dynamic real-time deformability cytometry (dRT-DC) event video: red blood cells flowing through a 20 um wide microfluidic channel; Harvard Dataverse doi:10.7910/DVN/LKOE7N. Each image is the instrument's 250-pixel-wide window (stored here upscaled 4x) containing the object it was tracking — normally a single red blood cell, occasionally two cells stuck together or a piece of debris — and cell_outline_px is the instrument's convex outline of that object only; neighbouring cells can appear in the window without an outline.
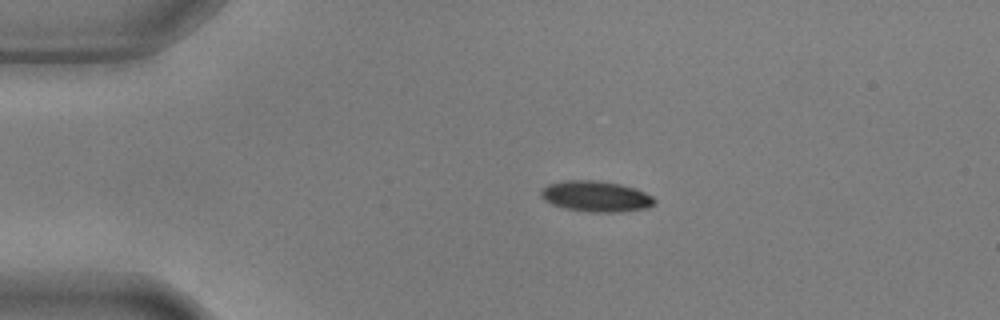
{"species": "common noctule bat (a hibernating species)", "species_latin": "Nyctalus noctula", "temperature_condition": "warm", "stored_images_in_passage": 45, "camera_frame_rate_fps": 3000, "um_per_image_px": 0.085, "animal": {"sex": "male", "body_mass_g": 17.9, "forearm_length_mm": 54.2}, "frame": {"image": 1, "passage_image": 1, "time_ms": 0.0, "image_size_px": [1000, 320], "cell_outline_px": [[656, 204], [648, 208], [620, 212], [588, 212], [564, 208], [552, 204], [544, 200], [540, 196], [540, 188], [548, 184], [564, 180], [600, 180], [620, 184], [636, 188], [652, 196], [656, 200]], "centroid_in_image_um": [50.65, 16.68], "position_along_channel_um": 34.4, "area_um2": 20.75}}
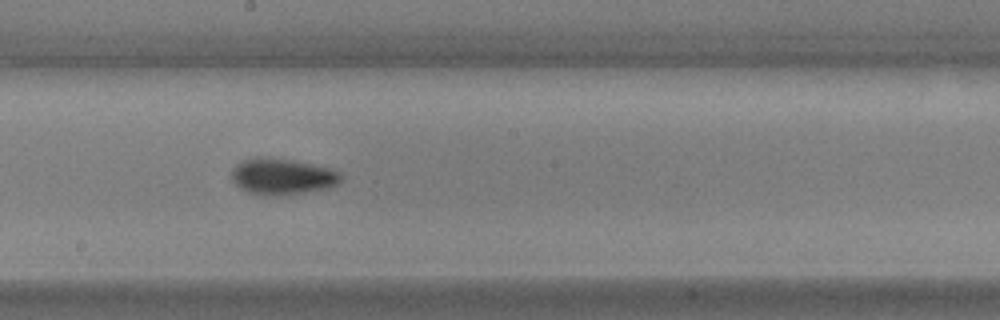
{"frame": {"image": 2, "passage_image": 20, "time_ms": 6.333, "image_size_px": [1000, 320], "cell_outline_px": [[344, 176], [336, 184], [328, 188], [292, 196], [260, 196], [248, 192], [240, 188], [232, 180], [232, 168], [236, 164], [244, 160], [256, 156], [296, 160], [332, 168], [340, 172]], "centroid_in_image_um": [24.02, 15.02], "position_along_channel_um": 224.2, "area_um2": 23.81}}
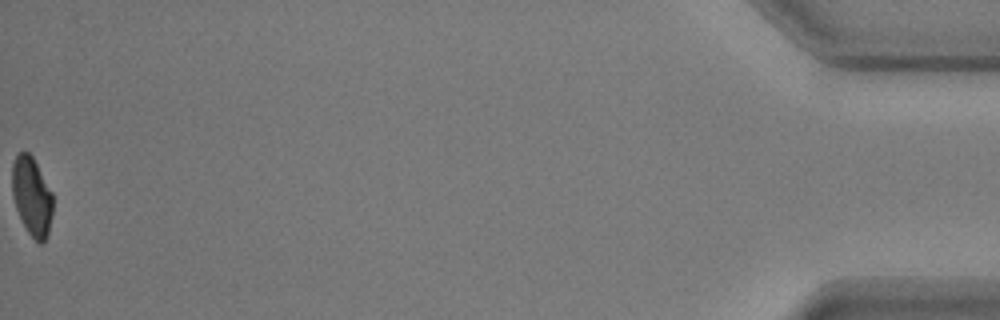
{"frame": {"image": 3, "passage_image": 45, "time_ms": 14.667, "image_size_px": [1000, 320], "cell_outline_px": [[52, 216], [48, 236], [44, 244], [40, 244], [28, 232], [16, 208], [12, 196], [12, 164], [16, 156], [20, 152], [28, 152], [32, 156], [52, 192]], "centroid_in_image_um": [2.71, 16.71], "position_along_channel_um": 432.5, "area_um2": 18.61}, "authors_computed_cell_mechanics": {"area_um2": 20.808, "velocity_mm_per_s": 3.6684, "shape_relaxation_time_tau1_ms": 3.7582, "shape_relaxation_time_tau2_ms": 3.2431, "deformation_change_tau1": 0.138, "deformation_change_tau2": 0.0673}}